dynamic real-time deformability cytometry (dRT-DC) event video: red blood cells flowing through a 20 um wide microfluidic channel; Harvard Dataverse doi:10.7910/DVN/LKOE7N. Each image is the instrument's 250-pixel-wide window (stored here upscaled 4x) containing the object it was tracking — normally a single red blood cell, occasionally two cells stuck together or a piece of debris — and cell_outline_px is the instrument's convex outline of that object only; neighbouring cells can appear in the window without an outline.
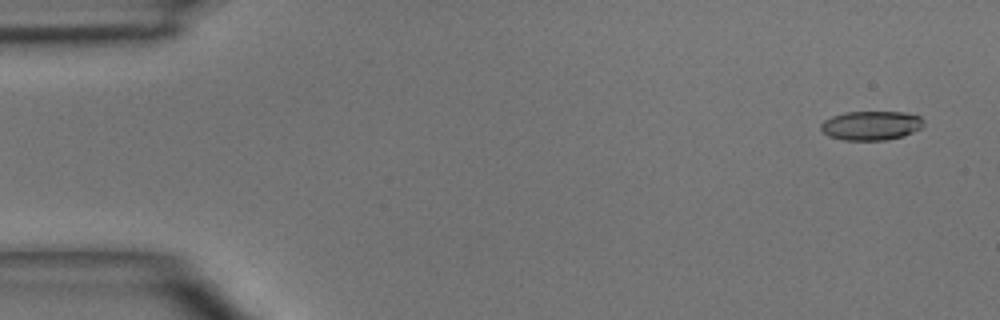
{"species": "common noctule bat (a hibernating species)", "species_latin": "Nyctalus noctula", "temperature_condition": "room temperature", "stored_images_in_passage": 4, "camera_frame_rate_fps": 3000, "um_per_image_px": 0.085, "animal": {"sex": "male", "body_mass_g": 15.6}, "frame": {"image": 1, "passage_image": 1, "time_ms": 0.0, "image_size_px": [1000, 320], "cell_outline_px": [[924, 124], [920, 128], [904, 136], [884, 140], [844, 140], [828, 136], [820, 128], [820, 124], [824, 120], [832, 116], [844, 112], [904, 112], [920, 116], [924, 120]], "centroid_in_image_um": [74.04, 10.66], "position_along_channel_um": 11.0, "area_um2": 17.51}}
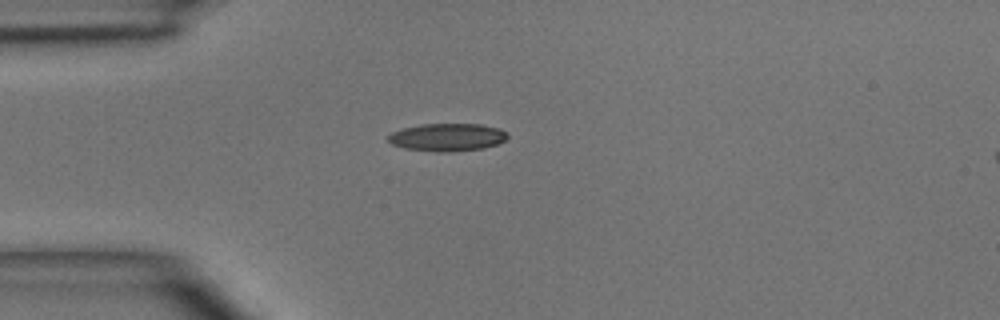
{"frame": {"image": 2, "passage_image": 4, "time_ms": 3.333, "image_size_px": [1000, 320], "cell_outline_px": [[508, 136], [504, 140], [496, 144], [480, 148], [444, 152], [436, 152], [404, 148], [392, 144], [388, 140], [388, 136], [392, 132], [404, 128], [420, 124], [480, 124], [500, 128], [508, 132]], "centroid_in_image_um": [38.02, 11.65], "position_along_channel_um": 47.0, "area_um2": 19.13}}